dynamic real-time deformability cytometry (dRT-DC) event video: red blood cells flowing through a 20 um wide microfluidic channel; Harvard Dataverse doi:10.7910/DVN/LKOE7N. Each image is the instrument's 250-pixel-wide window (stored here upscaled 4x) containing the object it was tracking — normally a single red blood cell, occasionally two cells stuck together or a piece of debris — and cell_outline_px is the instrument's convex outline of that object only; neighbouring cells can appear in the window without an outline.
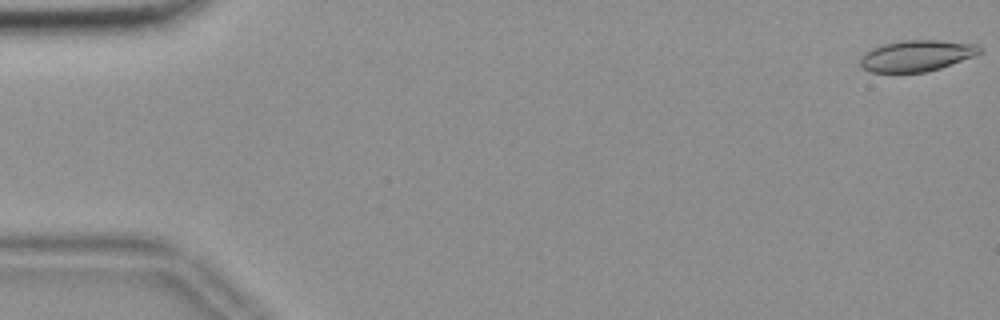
{"species": "common noctule bat (a hibernating species)", "species_latin": "Nyctalus noctula", "temperature_condition": "room temperature", "stored_images_in_passage": 56, "camera_frame_rate_fps": 3000, "um_per_image_px": 0.085, "animal": {"sex": "female", "body_mass_g": 18.4}, "frame": {"image": 1, "passage_image": 1, "time_ms": 0.0, "image_size_px": [1000, 320], "cell_outline_px": [[980, 52], [976, 56], [940, 68], [924, 72], [868, 72], [860, 64], [860, 56], [864, 52], [872, 48], [884, 44], [900, 40], [940, 40], [976, 44], [980, 48]], "centroid_in_image_um": [77.89, 4.73], "position_along_channel_um": 7.1, "area_um2": 21.73}}
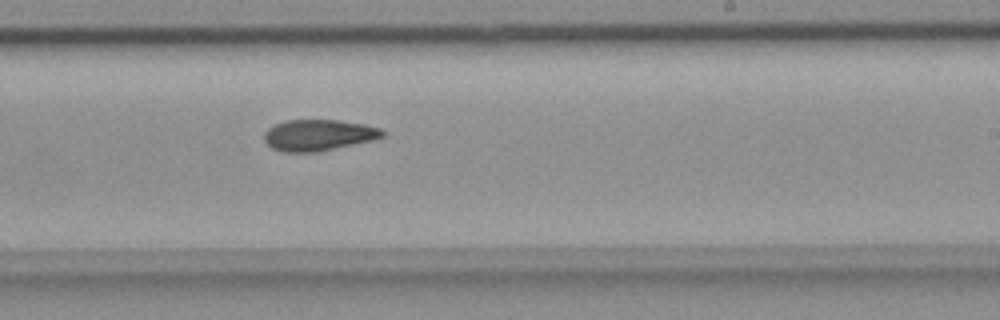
{"frame": {"image": 2, "passage_image": 34, "time_ms": 11.0, "image_size_px": [1000, 320], "cell_outline_px": [[384, 136], [372, 140], [316, 152], [284, 152], [272, 148], [264, 140], [264, 132], [268, 128], [276, 124], [288, 120], [340, 120], [364, 124], [380, 128], [384, 132]], "centroid_in_image_um": [27.05, 11.48], "position_along_channel_um": 261.9, "area_um2": 21.33}}
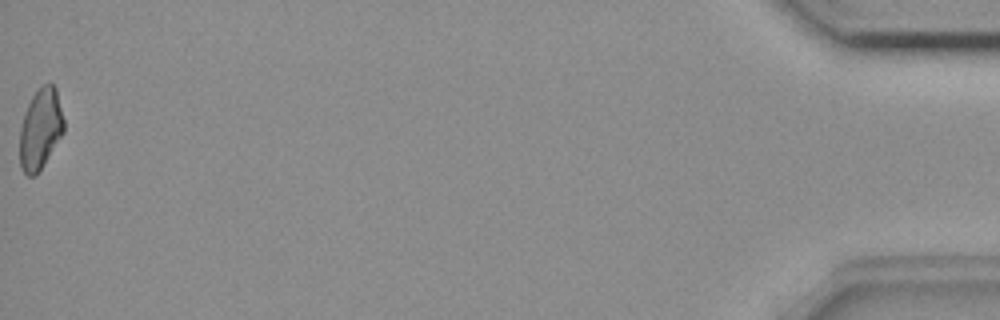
{"frame": {"image": 3, "passage_image": 56, "time_ms": 18.333, "image_size_px": [1000, 320], "cell_outline_px": [[64, 132], [36, 176], [28, 176], [24, 172], [20, 164], [20, 128], [24, 112], [32, 96], [44, 84], [52, 84], [56, 88], [64, 120]], "centroid_in_image_um": [3.44, 10.97], "position_along_channel_um": 431.8, "area_um2": 20.58}, "authors_computed_cell_mechanics": {"area_um2": 21.7328, "velocity_mm_per_s": 3.6716, "shape_relaxation_time_tau1_ms": null, "shape_relaxation_time_tau2_ms": 7.313, "deformation_change_tau1": null, "deformation_change_tau2": 0.1456}}